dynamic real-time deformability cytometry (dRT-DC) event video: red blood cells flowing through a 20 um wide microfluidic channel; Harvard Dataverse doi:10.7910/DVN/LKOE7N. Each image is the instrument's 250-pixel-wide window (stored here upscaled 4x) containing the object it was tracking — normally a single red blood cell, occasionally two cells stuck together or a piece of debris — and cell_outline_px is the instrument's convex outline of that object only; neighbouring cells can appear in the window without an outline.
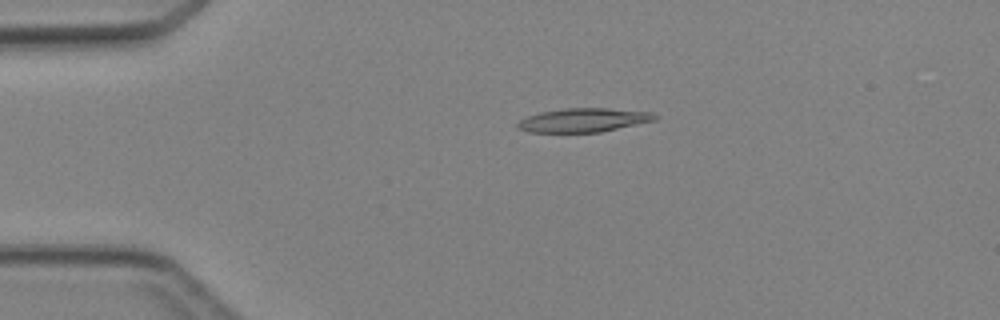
{"species": "Egyptian fruit bat (a non-hibernating species)", "species_latin": "Rousettus aegyptiacus", "temperature_condition": "cold", "stored_images_in_passage": 2, "camera_frame_rate_fps": 3000, "um_per_image_px": 0.085, "animal": {"sex": "female"}, "frame": {"image": 1, "passage_image": 1, "time_ms": 0.0, "image_size_px": [1000, 320], "cell_outline_px": [[656, 120], [600, 132], [528, 132], [520, 128], [516, 124], [520, 120], [528, 116], [540, 112], [564, 108], [608, 108], [652, 112], [656, 116]], "centroid_in_image_um": [49.6, 10.2], "position_along_channel_um": 35.4, "area_um2": 18.9}}